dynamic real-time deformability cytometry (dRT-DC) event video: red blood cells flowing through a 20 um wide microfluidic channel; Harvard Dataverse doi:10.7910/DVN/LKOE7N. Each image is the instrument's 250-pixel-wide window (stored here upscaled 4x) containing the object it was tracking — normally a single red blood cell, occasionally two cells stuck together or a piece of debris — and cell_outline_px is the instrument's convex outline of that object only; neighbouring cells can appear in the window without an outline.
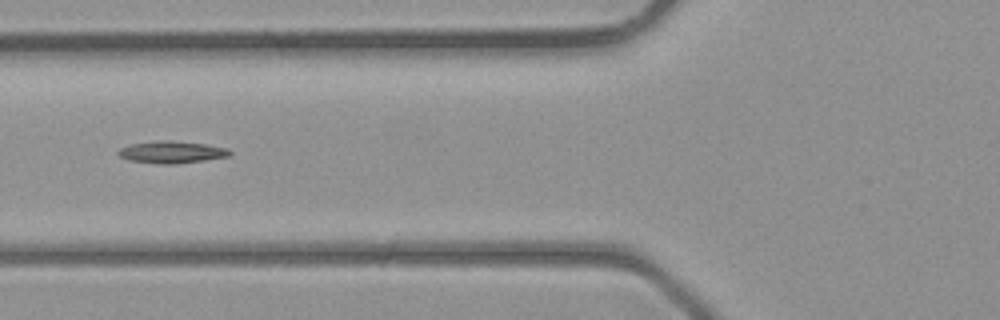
{"species": "common noctule bat (a hibernating species)", "species_latin": "Nyctalus noctula", "temperature_condition": "room temperature", "stored_images_in_passage": 4, "camera_frame_rate_fps": 3000, "um_per_image_px": 0.085, "animal": {"sex": "male", "body_mass_g": 23.1, "forearm_length_mm": 52.7}, "frame": {"image": 1, "passage_image": 4, "time_ms": 3.333, "image_size_px": [1000, 320], "cell_outline_px": [[232, 152], [228, 156], [204, 160], [172, 164], [164, 164], [128, 160], [120, 156], [116, 152], [120, 148], [132, 144], [156, 140], [172, 140], [208, 144], [228, 148]], "centroid_in_image_um": [14.6, 12.91], "position_along_channel_um": 111.2, "area_um2": 14.33}}